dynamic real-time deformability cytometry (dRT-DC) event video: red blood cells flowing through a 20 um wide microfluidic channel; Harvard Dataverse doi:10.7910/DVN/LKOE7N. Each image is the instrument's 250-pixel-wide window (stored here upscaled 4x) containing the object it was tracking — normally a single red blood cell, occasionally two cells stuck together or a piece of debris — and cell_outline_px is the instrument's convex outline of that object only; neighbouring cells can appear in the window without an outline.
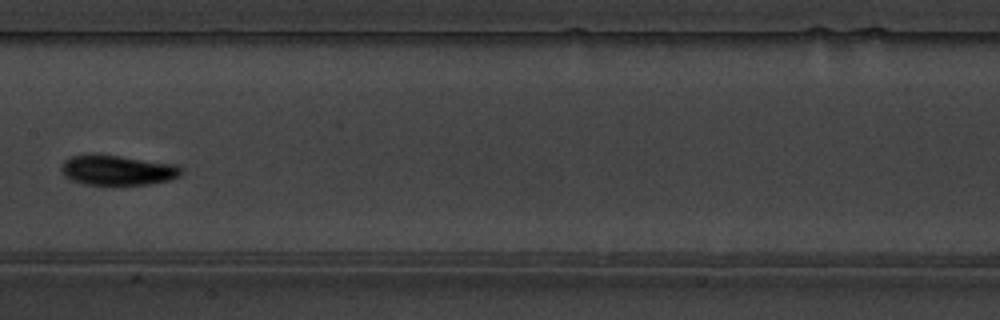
{"species": "common noctule bat (a hibernating species)", "species_latin": "Nyctalus noctula", "temperature_condition": "warm", "stored_images_in_passage": 7, "camera_frame_rate_fps": 3000, "um_per_image_px": 0.085, "animal": {"sex": "male", "body_mass_g": 19.5, "forearm_length_mm": 54.6}, "frame": {"image": 1, "passage_image": 6, "time_ms": 6.0, "image_size_px": [1000, 320], "cell_outline_px": [[184, 172], [180, 176], [168, 180], [148, 184], [84, 184], [72, 180], [64, 176], [60, 168], [64, 160], [72, 156], [96, 152], [176, 164], [184, 168]], "centroid_in_image_um": [9.99, 14.43], "position_along_channel_um": 197.4, "area_um2": 21.39}}
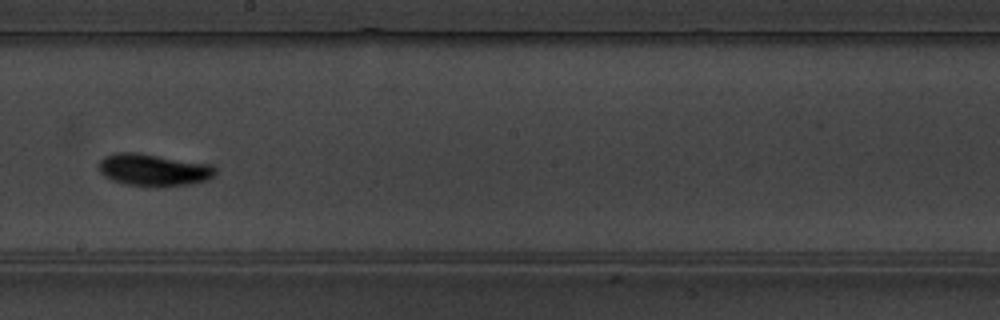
{"frame": {"image": 2, "passage_image": 7, "time_ms": 7.0, "image_size_px": [1000, 320], "cell_outline_px": [[216, 176], [208, 180], [192, 184], [156, 188], [128, 184], [112, 180], [104, 176], [100, 172], [100, 160], [104, 156], [116, 152], [136, 152], [212, 164], [216, 168]], "centroid_in_image_um": [13.11, 14.45], "position_along_channel_um": 235.1, "area_um2": 22.25}}